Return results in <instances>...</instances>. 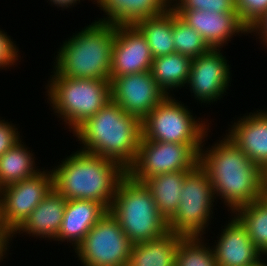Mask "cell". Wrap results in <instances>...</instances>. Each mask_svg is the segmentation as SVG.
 I'll return each mask as SVG.
<instances>
[{"mask_svg": "<svg viewBox=\"0 0 267 266\" xmlns=\"http://www.w3.org/2000/svg\"><path fill=\"white\" fill-rule=\"evenodd\" d=\"M208 134L199 151L198 164L209 177L215 200L219 198L228 207V212L230 210L233 213L237 208L261 199L265 171L254 164L226 135L206 148Z\"/></svg>", "mask_w": 267, "mask_h": 266, "instance_id": "1", "label": "cell"}, {"mask_svg": "<svg viewBox=\"0 0 267 266\" xmlns=\"http://www.w3.org/2000/svg\"><path fill=\"white\" fill-rule=\"evenodd\" d=\"M80 149L117 162L128 170L137 157L142 121L110 100L74 132ZM83 146V147H82Z\"/></svg>", "mask_w": 267, "mask_h": 266, "instance_id": "2", "label": "cell"}, {"mask_svg": "<svg viewBox=\"0 0 267 266\" xmlns=\"http://www.w3.org/2000/svg\"><path fill=\"white\" fill-rule=\"evenodd\" d=\"M51 170L54 189L66 200H93L108 210L119 182L127 175L117 162L81 149Z\"/></svg>", "mask_w": 267, "mask_h": 266, "instance_id": "3", "label": "cell"}, {"mask_svg": "<svg viewBox=\"0 0 267 266\" xmlns=\"http://www.w3.org/2000/svg\"><path fill=\"white\" fill-rule=\"evenodd\" d=\"M69 37L54 56L53 70L69 78L110 80L115 26L95 20Z\"/></svg>", "mask_w": 267, "mask_h": 266, "instance_id": "4", "label": "cell"}, {"mask_svg": "<svg viewBox=\"0 0 267 266\" xmlns=\"http://www.w3.org/2000/svg\"><path fill=\"white\" fill-rule=\"evenodd\" d=\"M51 73L45 85L47 102L70 133L111 100L110 80L69 78L54 70Z\"/></svg>", "mask_w": 267, "mask_h": 266, "instance_id": "5", "label": "cell"}, {"mask_svg": "<svg viewBox=\"0 0 267 266\" xmlns=\"http://www.w3.org/2000/svg\"><path fill=\"white\" fill-rule=\"evenodd\" d=\"M108 211L133 245L169 232L167 220L159 213L150 190L128 174L119 182Z\"/></svg>", "mask_w": 267, "mask_h": 266, "instance_id": "6", "label": "cell"}, {"mask_svg": "<svg viewBox=\"0 0 267 266\" xmlns=\"http://www.w3.org/2000/svg\"><path fill=\"white\" fill-rule=\"evenodd\" d=\"M172 95L166 96L142 120V138L152 141L203 145L210 132L208 119L202 120ZM209 130V131H208Z\"/></svg>", "mask_w": 267, "mask_h": 266, "instance_id": "7", "label": "cell"}, {"mask_svg": "<svg viewBox=\"0 0 267 266\" xmlns=\"http://www.w3.org/2000/svg\"><path fill=\"white\" fill-rule=\"evenodd\" d=\"M180 198L174 215L167 221L169 231L183 236H203L217 202L209 177L199 164L186 174Z\"/></svg>", "mask_w": 267, "mask_h": 266, "instance_id": "8", "label": "cell"}, {"mask_svg": "<svg viewBox=\"0 0 267 266\" xmlns=\"http://www.w3.org/2000/svg\"><path fill=\"white\" fill-rule=\"evenodd\" d=\"M133 244L108 211L74 249L83 266H127Z\"/></svg>", "mask_w": 267, "mask_h": 266, "instance_id": "9", "label": "cell"}, {"mask_svg": "<svg viewBox=\"0 0 267 266\" xmlns=\"http://www.w3.org/2000/svg\"><path fill=\"white\" fill-rule=\"evenodd\" d=\"M201 146L141 138L137 157L127 174L133 180L143 183L158 174L191 171L199 163Z\"/></svg>", "mask_w": 267, "mask_h": 266, "instance_id": "10", "label": "cell"}, {"mask_svg": "<svg viewBox=\"0 0 267 266\" xmlns=\"http://www.w3.org/2000/svg\"><path fill=\"white\" fill-rule=\"evenodd\" d=\"M54 189L53 172L50 169L12 183L0 189V222L11 235Z\"/></svg>", "mask_w": 267, "mask_h": 266, "instance_id": "11", "label": "cell"}, {"mask_svg": "<svg viewBox=\"0 0 267 266\" xmlns=\"http://www.w3.org/2000/svg\"><path fill=\"white\" fill-rule=\"evenodd\" d=\"M222 49H210L191 60L187 87L199 104L211 105L226 95L231 86L230 65ZM230 83V85H229Z\"/></svg>", "mask_w": 267, "mask_h": 266, "instance_id": "12", "label": "cell"}, {"mask_svg": "<svg viewBox=\"0 0 267 266\" xmlns=\"http://www.w3.org/2000/svg\"><path fill=\"white\" fill-rule=\"evenodd\" d=\"M111 100L141 121L167 95L150 71L110 78Z\"/></svg>", "mask_w": 267, "mask_h": 266, "instance_id": "13", "label": "cell"}, {"mask_svg": "<svg viewBox=\"0 0 267 266\" xmlns=\"http://www.w3.org/2000/svg\"><path fill=\"white\" fill-rule=\"evenodd\" d=\"M152 61L147 40L135 25L115 26L110 78L150 71Z\"/></svg>", "mask_w": 267, "mask_h": 266, "instance_id": "14", "label": "cell"}, {"mask_svg": "<svg viewBox=\"0 0 267 266\" xmlns=\"http://www.w3.org/2000/svg\"><path fill=\"white\" fill-rule=\"evenodd\" d=\"M177 16L197 31L211 49H222L231 38L251 34L238 13L200 10H174ZM234 35V36H233Z\"/></svg>", "mask_w": 267, "mask_h": 266, "instance_id": "15", "label": "cell"}, {"mask_svg": "<svg viewBox=\"0 0 267 266\" xmlns=\"http://www.w3.org/2000/svg\"><path fill=\"white\" fill-rule=\"evenodd\" d=\"M221 229L212 250L218 266H250L264 259L263 253L252 243L248 232L239 219L231 213ZM234 216V217H233Z\"/></svg>", "mask_w": 267, "mask_h": 266, "instance_id": "16", "label": "cell"}, {"mask_svg": "<svg viewBox=\"0 0 267 266\" xmlns=\"http://www.w3.org/2000/svg\"><path fill=\"white\" fill-rule=\"evenodd\" d=\"M247 114V115H246ZM231 122L227 138L254 164L267 170V110H256ZM249 114V115H248Z\"/></svg>", "mask_w": 267, "mask_h": 266, "instance_id": "17", "label": "cell"}, {"mask_svg": "<svg viewBox=\"0 0 267 266\" xmlns=\"http://www.w3.org/2000/svg\"><path fill=\"white\" fill-rule=\"evenodd\" d=\"M67 200L53 189L30 213L25 221L10 235V242L16 234H24L54 241L64 218ZM48 238V239H46Z\"/></svg>", "mask_w": 267, "mask_h": 266, "instance_id": "18", "label": "cell"}, {"mask_svg": "<svg viewBox=\"0 0 267 266\" xmlns=\"http://www.w3.org/2000/svg\"><path fill=\"white\" fill-rule=\"evenodd\" d=\"M107 212L103 204L93 200H67L64 218L54 241L69 242L74 250Z\"/></svg>", "mask_w": 267, "mask_h": 266, "instance_id": "19", "label": "cell"}, {"mask_svg": "<svg viewBox=\"0 0 267 266\" xmlns=\"http://www.w3.org/2000/svg\"><path fill=\"white\" fill-rule=\"evenodd\" d=\"M106 16L98 21L114 26L135 25L138 21L158 16L171 8V0H94Z\"/></svg>", "mask_w": 267, "mask_h": 266, "instance_id": "20", "label": "cell"}, {"mask_svg": "<svg viewBox=\"0 0 267 266\" xmlns=\"http://www.w3.org/2000/svg\"><path fill=\"white\" fill-rule=\"evenodd\" d=\"M182 237L169 231L160 238L134 244L127 266H175V254Z\"/></svg>", "mask_w": 267, "mask_h": 266, "instance_id": "21", "label": "cell"}, {"mask_svg": "<svg viewBox=\"0 0 267 266\" xmlns=\"http://www.w3.org/2000/svg\"><path fill=\"white\" fill-rule=\"evenodd\" d=\"M189 171H174L147 178L143 183L152 193L159 213L168 221L180 202L183 182Z\"/></svg>", "mask_w": 267, "mask_h": 266, "instance_id": "22", "label": "cell"}, {"mask_svg": "<svg viewBox=\"0 0 267 266\" xmlns=\"http://www.w3.org/2000/svg\"><path fill=\"white\" fill-rule=\"evenodd\" d=\"M191 60L190 57L176 52L153 58L150 72L167 96L172 95L171 91L174 89L186 87Z\"/></svg>", "mask_w": 267, "mask_h": 266, "instance_id": "23", "label": "cell"}, {"mask_svg": "<svg viewBox=\"0 0 267 266\" xmlns=\"http://www.w3.org/2000/svg\"><path fill=\"white\" fill-rule=\"evenodd\" d=\"M22 141L23 139L0 156V189L31 178L44 169L36 167L34 152H30V148Z\"/></svg>", "mask_w": 267, "mask_h": 266, "instance_id": "24", "label": "cell"}, {"mask_svg": "<svg viewBox=\"0 0 267 266\" xmlns=\"http://www.w3.org/2000/svg\"><path fill=\"white\" fill-rule=\"evenodd\" d=\"M135 26L146 38L153 58L175 53L172 8L158 16L140 20Z\"/></svg>", "mask_w": 267, "mask_h": 266, "instance_id": "25", "label": "cell"}, {"mask_svg": "<svg viewBox=\"0 0 267 266\" xmlns=\"http://www.w3.org/2000/svg\"><path fill=\"white\" fill-rule=\"evenodd\" d=\"M233 215L246 228L252 243L267 256V201L262 197L237 208Z\"/></svg>", "mask_w": 267, "mask_h": 266, "instance_id": "26", "label": "cell"}, {"mask_svg": "<svg viewBox=\"0 0 267 266\" xmlns=\"http://www.w3.org/2000/svg\"><path fill=\"white\" fill-rule=\"evenodd\" d=\"M204 237L183 236L175 254V266H218L212 246Z\"/></svg>", "mask_w": 267, "mask_h": 266, "instance_id": "27", "label": "cell"}, {"mask_svg": "<svg viewBox=\"0 0 267 266\" xmlns=\"http://www.w3.org/2000/svg\"><path fill=\"white\" fill-rule=\"evenodd\" d=\"M173 40L175 52L191 59L207 53L211 48L202 36L182 21L173 10Z\"/></svg>", "mask_w": 267, "mask_h": 266, "instance_id": "28", "label": "cell"}, {"mask_svg": "<svg viewBox=\"0 0 267 266\" xmlns=\"http://www.w3.org/2000/svg\"><path fill=\"white\" fill-rule=\"evenodd\" d=\"M173 10L237 13L235 0H171Z\"/></svg>", "mask_w": 267, "mask_h": 266, "instance_id": "29", "label": "cell"}, {"mask_svg": "<svg viewBox=\"0 0 267 266\" xmlns=\"http://www.w3.org/2000/svg\"><path fill=\"white\" fill-rule=\"evenodd\" d=\"M237 13L251 30L267 14V0H235Z\"/></svg>", "mask_w": 267, "mask_h": 266, "instance_id": "30", "label": "cell"}, {"mask_svg": "<svg viewBox=\"0 0 267 266\" xmlns=\"http://www.w3.org/2000/svg\"><path fill=\"white\" fill-rule=\"evenodd\" d=\"M13 39L0 28V69H10L13 67L19 59L21 60V55H19V47L16 46Z\"/></svg>", "mask_w": 267, "mask_h": 266, "instance_id": "31", "label": "cell"}, {"mask_svg": "<svg viewBox=\"0 0 267 266\" xmlns=\"http://www.w3.org/2000/svg\"><path fill=\"white\" fill-rule=\"evenodd\" d=\"M1 119L0 117V156L13 148L22 138L16 124Z\"/></svg>", "mask_w": 267, "mask_h": 266, "instance_id": "32", "label": "cell"}, {"mask_svg": "<svg viewBox=\"0 0 267 266\" xmlns=\"http://www.w3.org/2000/svg\"><path fill=\"white\" fill-rule=\"evenodd\" d=\"M250 33L254 34L256 39L259 38L261 44L267 47V14L250 30Z\"/></svg>", "mask_w": 267, "mask_h": 266, "instance_id": "33", "label": "cell"}, {"mask_svg": "<svg viewBox=\"0 0 267 266\" xmlns=\"http://www.w3.org/2000/svg\"><path fill=\"white\" fill-rule=\"evenodd\" d=\"M10 243V236H0V262L7 257L5 255H8L7 252L10 249Z\"/></svg>", "mask_w": 267, "mask_h": 266, "instance_id": "34", "label": "cell"}, {"mask_svg": "<svg viewBox=\"0 0 267 266\" xmlns=\"http://www.w3.org/2000/svg\"><path fill=\"white\" fill-rule=\"evenodd\" d=\"M51 5L57 6V8L67 9L72 8V6H76L77 3H80V0H48ZM94 3V0H93Z\"/></svg>", "mask_w": 267, "mask_h": 266, "instance_id": "35", "label": "cell"}, {"mask_svg": "<svg viewBox=\"0 0 267 266\" xmlns=\"http://www.w3.org/2000/svg\"><path fill=\"white\" fill-rule=\"evenodd\" d=\"M250 266H267V257L266 259L264 258L260 263L250 265Z\"/></svg>", "mask_w": 267, "mask_h": 266, "instance_id": "36", "label": "cell"}, {"mask_svg": "<svg viewBox=\"0 0 267 266\" xmlns=\"http://www.w3.org/2000/svg\"><path fill=\"white\" fill-rule=\"evenodd\" d=\"M0 236H10L3 228L0 222Z\"/></svg>", "mask_w": 267, "mask_h": 266, "instance_id": "37", "label": "cell"}, {"mask_svg": "<svg viewBox=\"0 0 267 266\" xmlns=\"http://www.w3.org/2000/svg\"><path fill=\"white\" fill-rule=\"evenodd\" d=\"M262 197L267 201V187H263V196Z\"/></svg>", "mask_w": 267, "mask_h": 266, "instance_id": "38", "label": "cell"}, {"mask_svg": "<svg viewBox=\"0 0 267 266\" xmlns=\"http://www.w3.org/2000/svg\"><path fill=\"white\" fill-rule=\"evenodd\" d=\"M264 187H267V170L265 171Z\"/></svg>", "mask_w": 267, "mask_h": 266, "instance_id": "39", "label": "cell"}]
</instances>
